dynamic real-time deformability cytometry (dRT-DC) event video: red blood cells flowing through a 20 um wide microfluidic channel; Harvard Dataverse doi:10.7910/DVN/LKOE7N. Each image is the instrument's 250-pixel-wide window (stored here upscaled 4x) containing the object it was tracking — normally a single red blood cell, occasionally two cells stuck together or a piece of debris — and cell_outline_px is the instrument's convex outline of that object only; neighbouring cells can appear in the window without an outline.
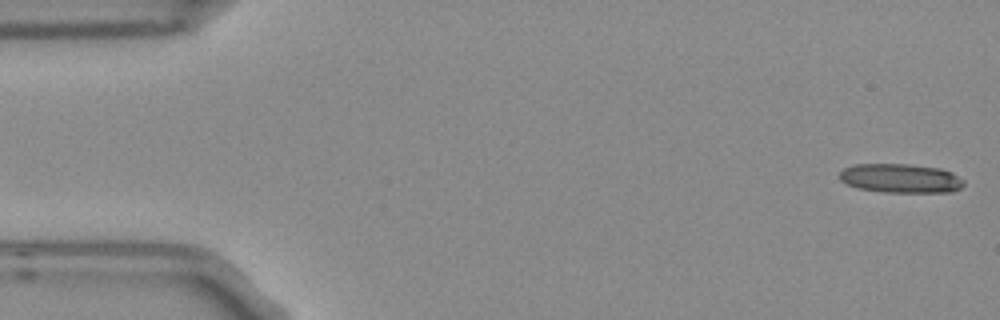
{"species": "Egyptian fruit bat (a non-hibernating species)", "species_latin": "Rousettus aegyptiacus", "temperature_condition": "room temperature", "stored_images_in_passage": 5, "segment_of_instrument_passage": [1, 2], "camera_frame_rate_fps": 3000, "um_per_image_px": 0.085, "frame": {"image": 1, "passage_image": 1, "time_ms": 0.0, "image_size_px": [1000, 320], "cell_outline_px": [[964, 184], [960, 188], [952, 192], [884, 192], [856, 188], [840, 180], [840, 172], [844, 168], [856, 164], [908, 164], [940, 168], [952, 172], [964, 180]], "centroid_in_image_um": [76.57, 15.16], "position_along_channel_um": 8.4, "area_um2": 21.1}}
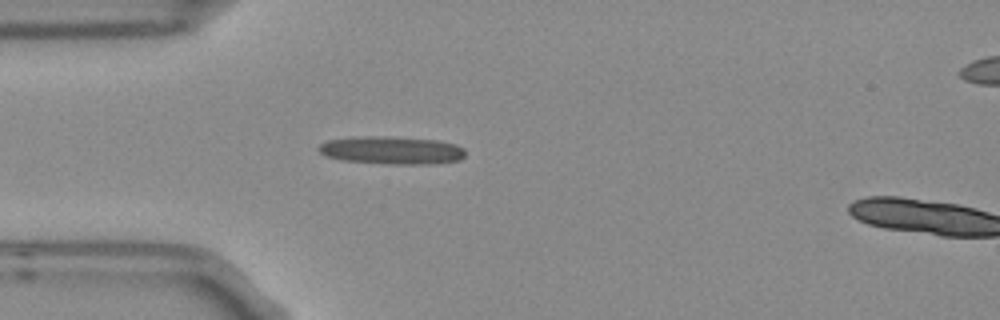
{"frame": {"image": 2, "passage_image": 4, "time_ms": 1.0, "image_size_px": [1000, 320], "cell_outline_px": [[464, 156], [460, 160], [432, 164], [392, 164], [340, 160], [324, 156], [316, 148], [320, 144], [328, 140], [360, 136], [388, 136], [436, 140], [456, 144], [464, 148]], "centroid_in_image_um": [33.27, 12.77], "position_along_channel_um": 51.7, "area_um2": 23.99}}